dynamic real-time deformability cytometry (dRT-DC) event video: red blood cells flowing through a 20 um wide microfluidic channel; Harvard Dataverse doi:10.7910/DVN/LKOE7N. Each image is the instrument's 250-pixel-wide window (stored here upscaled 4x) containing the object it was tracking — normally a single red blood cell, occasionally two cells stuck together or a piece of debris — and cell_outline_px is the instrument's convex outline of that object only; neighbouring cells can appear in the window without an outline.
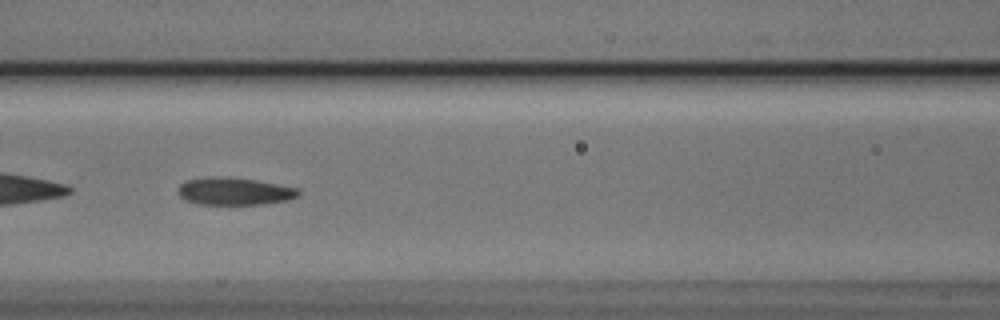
{"species": "Egyptian fruit bat (a non-hibernating species)", "species_latin": "Rousettus aegyptiacus", "temperature_condition": "cold", "stored_images_in_passage": 46, "camera_frame_rate_fps": 3000, "um_per_image_px": 0.085, "animal": {"sex": "male"}, "frame": {"image": 1, "passage_image": 16, "time_ms": 5.0, "image_size_px": [1000, 320], "cell_outline_px": [[300, 196], [288, 200], [264, 204], [200, 204], [184, 200], [176, 192], [180, 184], [188, 180], [212, 176], [256, 180], [296, 188], [300, 192]], "centroid_in_image_um": [19.9, 16.27], "position_along_channel_um": 146.7, "area_um2": 19.13}}
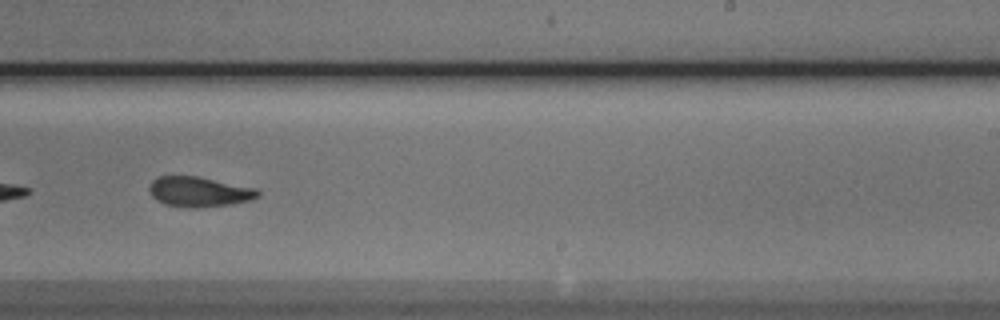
{"frame": {"image": 2, "passage_image": 26, "time_ms": 8.333, "image_size_px": [1000, 320], "cell_outline_px": [[260, 196], [252, 200], [228, 204], [196, 208], [184, 208], [164, 204], [156, 200], [152, 196], [148, 188], [152, 180], [160, 176], [196, 176], [256, 188], [260, 192]], "centroid_in_image_um": [16.91, 16.31], "position_along_channel_um": 272.1, "area_um2": 19.07}}
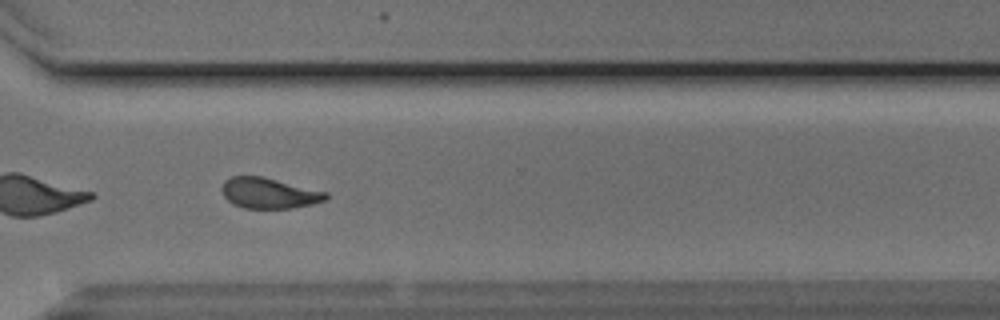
{"frame": {"image": 3, "passage_image": 32, "time_ms": 10.333, "image_size_px": [1000, 320], "cell_outline_px": [[328, 200], [312, 204], [292, 208], [244, 208], [232, 204], [224, 196], [220, 188], [224, 180], [232, 176], [264, 176], [328, 192]], "centroid_in_image_um": [22.87, 16.41], "position_along_channel_um": 347.7, "area_um2": 18.84}, "authors_computed_cell_mechanics": {"area_um2": 19.0451, "velocity_mm_per_s": 3.778, "shape_relaxation_time_tau1_ms": 6.0977, "shape_relaxation_time_tau2_ms": 0.6319, "deformation_change_tau1": 0.1726, "deformation_change_tau2": 0.066}}